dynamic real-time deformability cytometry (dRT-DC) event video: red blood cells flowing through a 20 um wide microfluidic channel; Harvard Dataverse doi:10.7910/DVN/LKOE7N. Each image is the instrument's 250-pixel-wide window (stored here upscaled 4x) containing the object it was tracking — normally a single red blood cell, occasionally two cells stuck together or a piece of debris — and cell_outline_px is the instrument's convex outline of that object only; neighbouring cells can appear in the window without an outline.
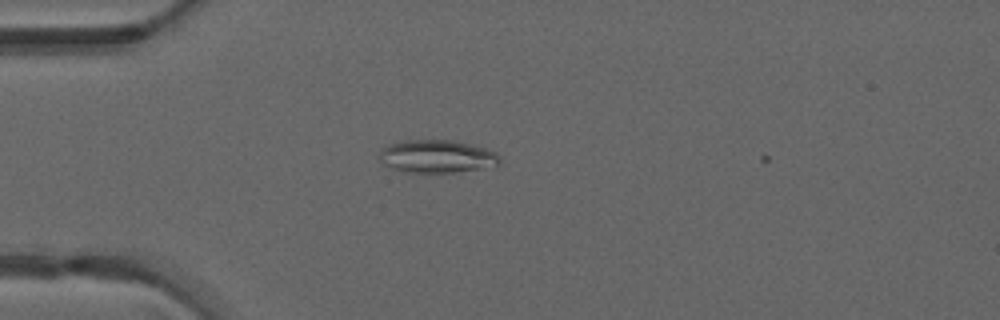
{"species": "common noctule bat (a hibernating species)", "species_latin": "Nyctalus noctula", "temperature_condition": "warm", "stored_images_in_passage": 38, "camera_frame_rate_fps": 3000, "um_per_image_px": 0.085, "animal": {"sex": "male", "forearm_length_mm": 52.5}, "frame": {"image": 1, "passage_image": 3, "time_ms": 0.667, "image_size_px": [1000, 320], "cell_outline_px": [[500, 164], [496, 168], [452, 172], [400, 172], [384, 164], [380, 156], [380, 152], [388, 144], [404, 140], [452, 140], [488, 148], [496, 152], [500, 156]], "centroid_in_image_um": [37.23, 13.3], "position_along_channel_um": 47.8, "area_um2": 23.41}}
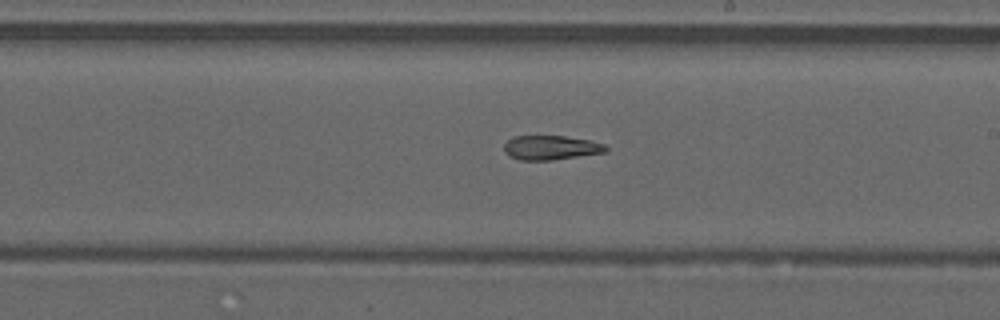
{"frame": {"image": 2, "passage_image": 18, "time_ms": 5.667, "image_size_px": [1000, 320], "cell_outline_px": [[608, 152], [552, 160], [520, 160], [508, 156], [504, 152], [504, 144], [512, 136], [564, 136], [592, 140], [604, 144], [608, 148]], "centroid_in_image_um": [46.83, 12.55], "position_along_channel_um": 242.2, "area_um2": 14.62}}
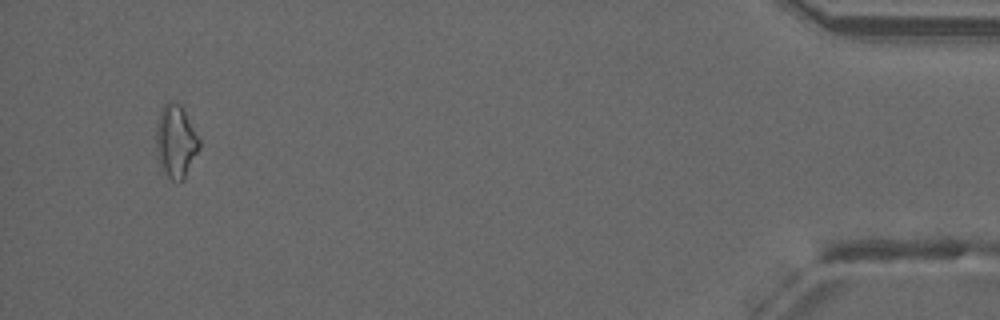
{"frame": {"image": 3, "passage_image": 36, "time_ms": 11.667, "image_size_px": [1000, 320], "cell_outline_px": [[200, 148], [184, 176], [180, 180], [172, 180], [160, 168], [156, 156], [156, 124], [160, 112], [164, 104], [168, 100], [172, 100], [180, 104], [200, 140]], "centroid_in_image_um": [14.91, 11.98], "position_along_channel_um": 420.3, "area_um2": 18.15}}